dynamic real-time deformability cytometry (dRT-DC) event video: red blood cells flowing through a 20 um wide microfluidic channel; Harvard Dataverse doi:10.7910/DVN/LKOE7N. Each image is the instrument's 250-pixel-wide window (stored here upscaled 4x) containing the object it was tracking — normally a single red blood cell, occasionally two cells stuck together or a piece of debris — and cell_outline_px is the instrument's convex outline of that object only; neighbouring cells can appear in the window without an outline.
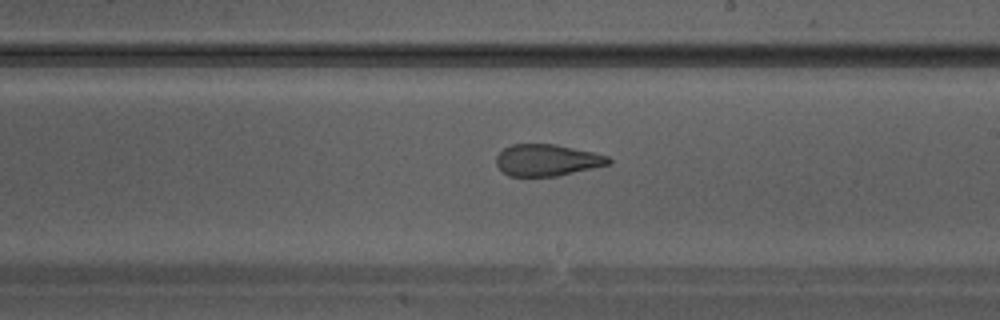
{"species": "Egyptian fruit bat (a non-hibernating species)", "species_latin": "Rousettus aegyptiacus", "temperature_condition": "warm", "stored_images_in_passage": 24, "camera_frame_rate_fps": 3000, "um_per_image_px": 0.085, "animal": {"sex": "male"}, "frame": {"image": 1, "passage_image": 14, "time_ms": 4.333, "image_size_px": [1000, 320], "cell_outline_px": [[612, 160], [608, 164], [556, 176], [508, 176], [496, 164], [496, 156], [504, 148], [512, 144], [556, 144], [592, 152], [608, 156]], "centroid_in_image_um": [46.47, 13.6], "position_along_channel_um": 242.5, "area_um2": 20.46}}